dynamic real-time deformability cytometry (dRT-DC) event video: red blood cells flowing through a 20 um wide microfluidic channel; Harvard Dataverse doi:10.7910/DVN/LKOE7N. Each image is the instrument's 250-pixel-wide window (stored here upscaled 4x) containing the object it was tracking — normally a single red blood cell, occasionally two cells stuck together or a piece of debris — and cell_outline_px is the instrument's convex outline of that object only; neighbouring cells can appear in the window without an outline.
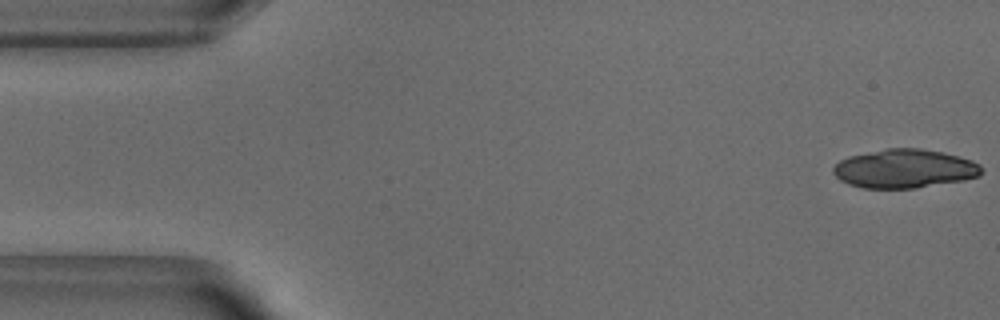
{"species": "common noctule bat (a hibernating species)", "species_latin": "Nyctalus noctula", "temperature_condition": "warm", "stored_images_in_passage": 51, "camera_frame_rate_fps": 3000, "um_per_image_px": 0.085, "animal": {"sex": "male", "body_mass_g": 18.8}, "frame": {"image": 1, "passage_image": 1, "time_ms": 0.0, "image_size_px": [1000, 320], "cell_outline_px": [[984, 172], [980, 176], [964, 180], [916, 188], [864, 188], [848, 184], [840, 180], [832, 172], [832, 168], [840, 160], [848, 156], [888, 148], [920, 148], [940, 152], [972, 160], [980, 164], [984, 168]], "centroid_in_image_um": [76.9, 14.34], "position_along_channel_um": 8.1, "area_um2": 33.58}}
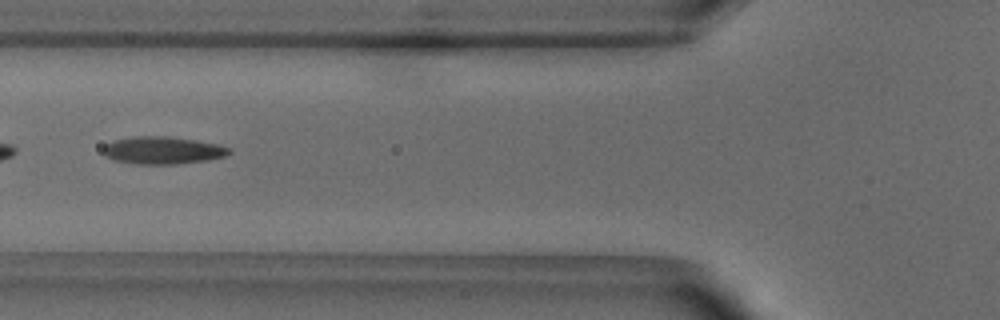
{"frame": {"image": 2, "passage_image": 19, "time_ms": 6.0, "image_size_px": [1000, 320], "cell_outline_px": [[232, 152], [224, 156], [208, 160], [176, 164], [132, 164], [112, 160], [104, 156], [104, 144], [112, 140], [132, 136], [168, 136], [196, 140], [216, 144], [232, 148]], "centroid_in_image_um": [13.79, 12.78], "position_along_channel_um": 112.0, "area_um2": 20.46}, "authors_computed_cell_mechanics": {"area_um2": 19.941, "velocity_mm_per_s": 3.8666, "shape_relaxation_time_tau1_ms": 4.7487, "shape_relaxation_time_tau2_ms": 1.6138, "deformation_change_tau1": 0.1856, "deformation_change_tau2": 0.1106}}